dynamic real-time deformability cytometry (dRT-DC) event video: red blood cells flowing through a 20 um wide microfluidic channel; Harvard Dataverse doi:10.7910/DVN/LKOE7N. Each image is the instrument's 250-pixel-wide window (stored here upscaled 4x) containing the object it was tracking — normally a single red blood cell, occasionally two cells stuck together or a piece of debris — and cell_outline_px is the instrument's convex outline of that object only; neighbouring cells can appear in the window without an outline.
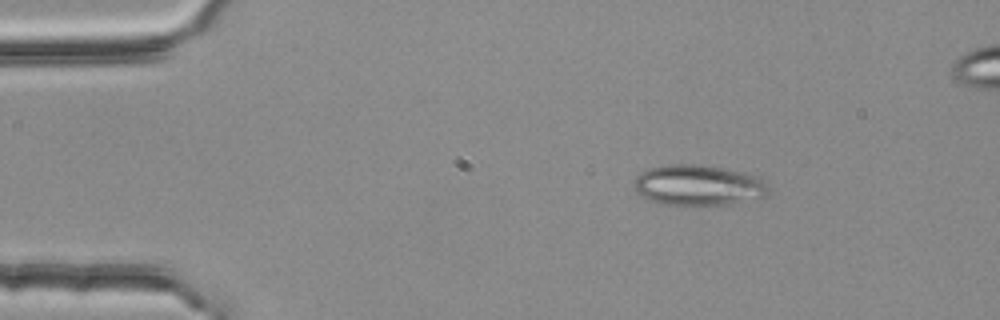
{"species": "common noctule bat (a hibernating species)", "species_latin": "Nyctalus noctula", "temperature_condition": "room temperature", "stored_images_in_passage": 3, "camera_frame_rate_fps": 3000, "um_per_image_px": 0.085, "animal": {"sex": "female", "body_mass_g": 25.1}, "frame": {"image": 1, "passage_image": 1, "time_ms": 0.0, "image_size_px": [1000, 320], "cell_outline_px": [[768, 196], [728, 204], [660, 204], [648, 200], [640, 196], [636, 192], [632, 184], [636, 176], [648, 168], [668, 164], [704, 164], [744, 172], [756, 176], [764, 180], [768, 184]], "centroid_in_image_um": [59.33, 15.72], "position_along_channel_um": 25.7, "area_um2": 32.08}}